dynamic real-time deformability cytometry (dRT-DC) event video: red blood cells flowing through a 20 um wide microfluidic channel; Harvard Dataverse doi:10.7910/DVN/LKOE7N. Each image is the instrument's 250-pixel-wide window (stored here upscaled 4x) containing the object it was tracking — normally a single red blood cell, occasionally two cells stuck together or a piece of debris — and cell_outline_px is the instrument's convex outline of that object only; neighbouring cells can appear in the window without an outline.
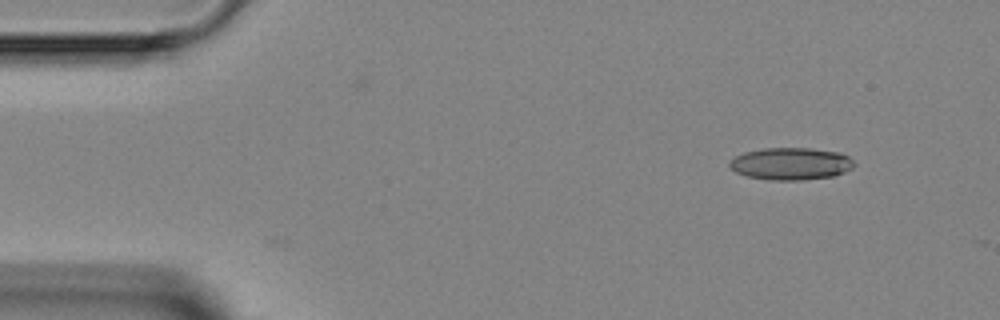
{"species": "Egyptian fruit bat (a non-hibernating species)", "species_latin": "Rousettus aegyptiacus", "temperature_condition": "room temperature", "stored_images_in_passage": 3, "camera_frame_rate_fps": 3000, "um_per_image_px": 0.085, "animal": {"sex": "female"}, "frame": {"image": 1, "passage_image": 1, "time_ms": 0.0, "image_size_px": [1000, 320], "cell_outline_px": [[856, 164], [852, 168], [836, 176], [804, 180], [768, 180], [748, 176], [736, 172], [728, 164], [736, 156], [744, 152], [764, 148], [812, 148], [840, 152], [848, 156]], "centroid_in_image_um": [67.27, 13.92], "position_along_channel_um": 17.7, "area_um2": 23.52}}